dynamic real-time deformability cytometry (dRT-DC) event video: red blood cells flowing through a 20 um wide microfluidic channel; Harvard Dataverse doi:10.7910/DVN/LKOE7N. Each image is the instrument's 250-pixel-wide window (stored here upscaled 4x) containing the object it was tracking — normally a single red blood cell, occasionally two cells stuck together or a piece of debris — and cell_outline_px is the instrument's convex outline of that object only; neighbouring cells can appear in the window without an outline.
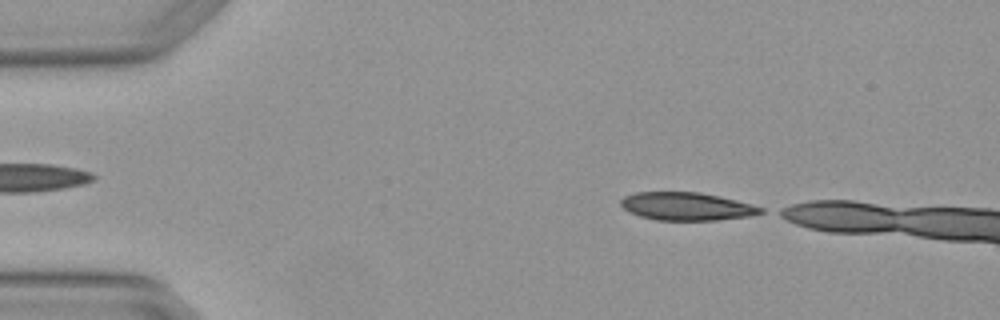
{"species": "Egyptian fruit bat (a non-hibernating species)", "species_latin": "Rousettus aegyptiacus", "temperature_condition": "warm", "stored_images_in_passage": 5, "segment_of_instrument_passage": [2, 2], "camera_frame_rate_fps": 3000, "um_per_image_px": 0.085, "animal": {"sex": "female"}, "frame": {"image": 1, "passage_image": 5, "time_ms": 1.333, "image_size_px": [1000, 320], "cell_outline_px": [[764, 212], [752, 216], [716, 220], [656, 220], [640, 216], [628, 212], [620, 204], [620, 200], [624, 196], [636, 192], [700, 192], [720, 196], [752, 204], [764, 208]], "centroid_in_image_um": [58.37, 17.54], "position_along_channel_um": 26.6, "area_um2": 22.95}}